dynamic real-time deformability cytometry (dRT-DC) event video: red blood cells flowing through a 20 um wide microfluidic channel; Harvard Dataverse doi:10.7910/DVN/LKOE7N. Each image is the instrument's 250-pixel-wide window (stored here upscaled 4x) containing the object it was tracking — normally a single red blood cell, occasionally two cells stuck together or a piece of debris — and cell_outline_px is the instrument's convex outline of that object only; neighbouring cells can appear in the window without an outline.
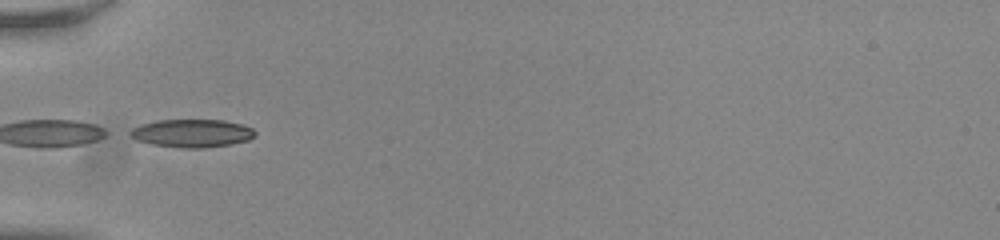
{"species": "common noctule bat (a hibernating species)", "species_latin": "Nyctalus noctula", "temperature_condition": "room temperature", "stored_images_in_passage": 18, "camera_frame_rate_fps": 3000, "um_per_image_px": 0.085, "animal": {"sex": "male", "body_mass_g": 20.0, "forearm_length_mm": 53.3}, "frame": {"image": 1, "passage_image": 1, "time_ms": 0.0, "image_size_px": [1000, 240], "cell_outline_px": [[256, 136], [248, 140], [232, 144], [204, 148], [188, 148], [152, 144], [136, 140], [124, 132], [140, 124], [156, 120], [224, 120], [244, 124], [252, 128], [256, 132]], "centroid_in_image_um": [16.3, 11.32], "position_along_channel_um": 68.7, "area_um2": 20.69}}